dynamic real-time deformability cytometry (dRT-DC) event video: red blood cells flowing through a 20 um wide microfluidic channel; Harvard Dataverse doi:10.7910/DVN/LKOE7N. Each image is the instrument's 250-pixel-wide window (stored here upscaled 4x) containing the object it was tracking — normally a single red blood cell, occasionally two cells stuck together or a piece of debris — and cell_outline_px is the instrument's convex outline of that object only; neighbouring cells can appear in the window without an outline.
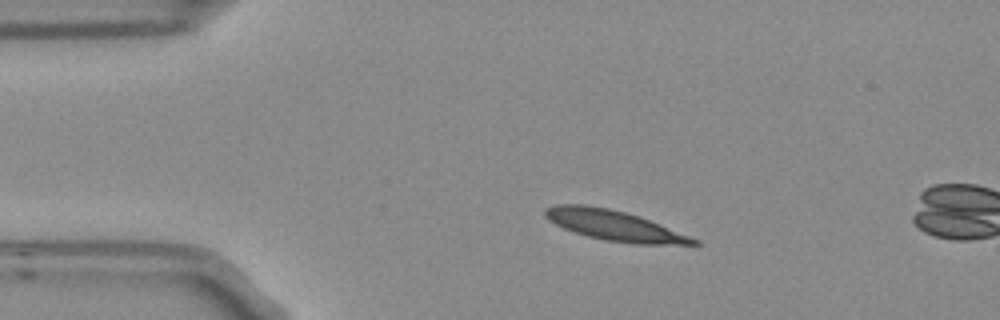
{"species": "Egyptian fruit bat (a non-hibernating species)", "species_latin": "Rousettus aegyptiacus", "temperature_condition": "room temperature", "stored_images_in_passage": 3, "segment_of_instrument_passage": [1, 2], "camera_frame_rate_fps": 3000, "um_per_image_px": 0.085, "frame": {"image": 1, "passage_image": 1, "time_ms": 0.0, "image_size_px": [1000, 320], "cell_outline_px": [[700, 244], [632, 244], [604, 240], [588, 236], [564, 228], [548, 220], [544, 216], [544, 208], [556, 204], [584, 204], [608, 208], [640, 216], [700, 240]], "centroid_in_image_um": [52.19, 19.16], "position_along_channel_um": 32.8, "area_um2": 26.07}}